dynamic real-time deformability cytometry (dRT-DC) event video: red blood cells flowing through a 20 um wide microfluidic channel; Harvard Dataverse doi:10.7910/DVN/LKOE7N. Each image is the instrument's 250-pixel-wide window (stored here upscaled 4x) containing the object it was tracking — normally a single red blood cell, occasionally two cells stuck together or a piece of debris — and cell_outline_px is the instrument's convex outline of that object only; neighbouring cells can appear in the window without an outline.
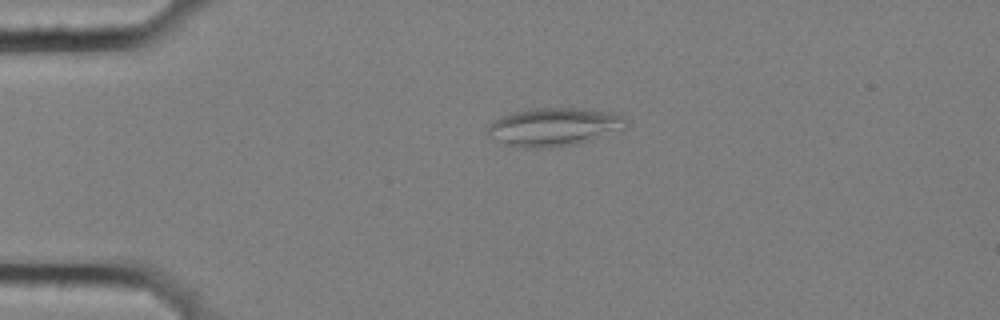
{"species": "common noctule bat (a hibernating species)", "species_latin": "Nyctalus noctula", "temperature_condition": "cold", "stored_images_in_passage": 2, "camera_frame_rate_fps": 3000, "um_per_image_px": 0.085, "animal": {"sex": "female", "body_mass_g": 25.1}, "frame": {"image": 1, "passage_image": 2, "time_ms": 0.333, "image_size_px": [1000, 320], "cell_outline_px": [[628, 128], [580, 144], [560, 148], [524, 148], [504, 144], [488, 136], [488, 128], [492, 120], [500, 116], [532, 108], [576, 108], [612, 112], [620, 116], [628, 124]], "centroid_in_image_um": [47.1, 10.81], "position_along_channel_um": 37.9, "area_um2": 31.27}}